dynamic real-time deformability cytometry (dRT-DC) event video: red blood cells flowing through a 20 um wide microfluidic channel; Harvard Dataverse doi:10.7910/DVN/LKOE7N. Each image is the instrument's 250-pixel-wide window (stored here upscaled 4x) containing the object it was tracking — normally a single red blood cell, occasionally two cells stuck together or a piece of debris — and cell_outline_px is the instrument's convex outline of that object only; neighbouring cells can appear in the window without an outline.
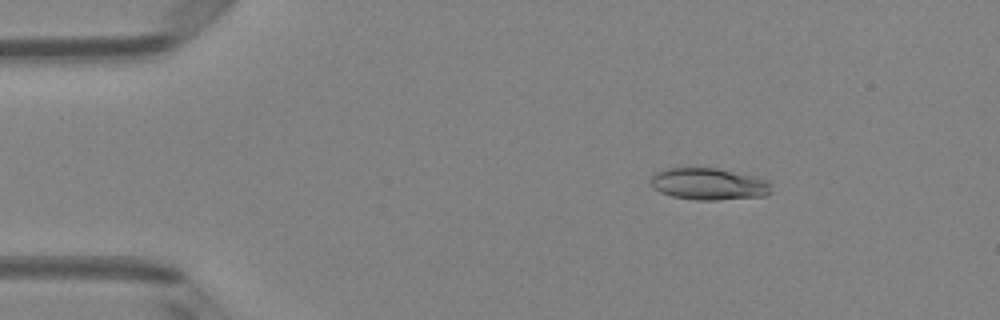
{"species": "Egyptian fruit bat (a non-hibernating species)", "species_latin": "Rousettus aegyptiacus", "temperature_condition": "room temperature", "stored_images_in_passage": 50, "camera_frame_rate_fps": 3000, "um_per_image_px": 0.085, "animal": {"sex": "female"}, "frame": {"image": 1, "passage_image": 8, "time_ms": 2.333, "image_size_px": [1000, 320], "cell_outline_px": [[768, 192], [764, 196], [716, 200], [696, 200], [672, 196], [660, 192], [652, 184], [652, 176], [656, 172], [664, 168], [716, 168], [760, 176], [768, 180]], "centroid_in_image_um": [60.25, 15.63], "position_along_channel_um": 24.7, "area_um2": 22.25}}
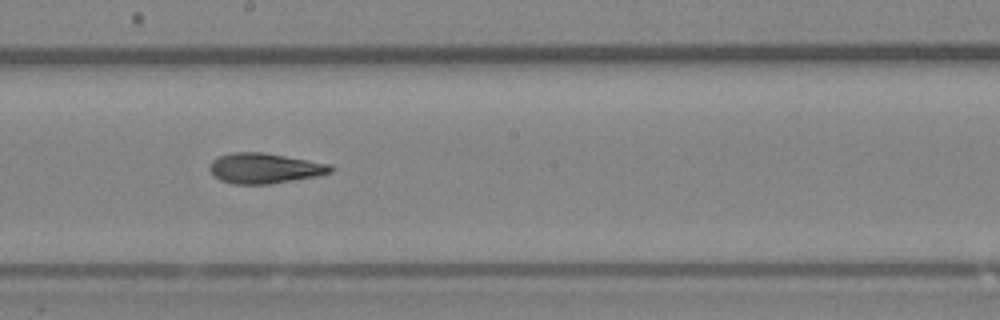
{"frame": {"image": 2, "passage_image": 28, "time_ms": 9.0, "image_size_px": [1000, 320], "cell_outline_px": [[332, 172], [316, 176], [268, 184], [232, 184], [220, 180], [208, 168], [212, 160], [216, 156], [232, 152], [264, 152], [332, 164]], "centroid_in_image_um": [22.47, 14.29], "position_along_channel_um": 225.7, "area_um2": 21.39}}
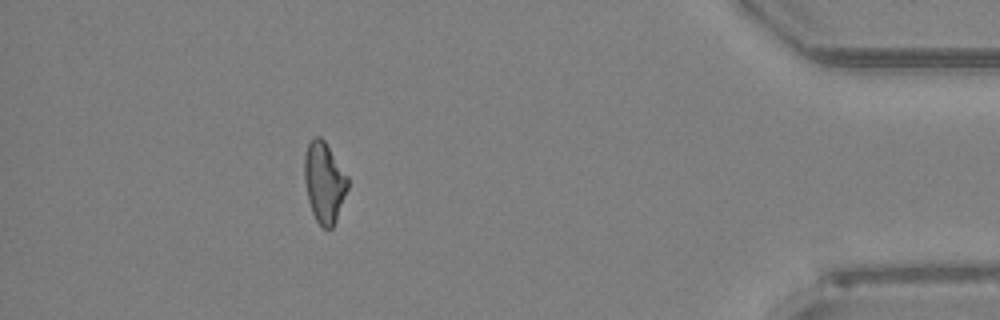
{"frame": {"image": 3, "passage_image": 45, "time_ms": 14.667, "image_size_px": [1000, 320], "cell_outline_px": [[348, 188], [336, 220], [332, 228], [324, 228], [316, 220], [312, 212], [308, 200], [304, 180], [304, 156], [308, 144], [316, 136], [320, 136], [324, 140], [348, 176]], "centroid_in_image_um": [27.55, 15.49], "position_along_channel_um": 407.6, "area_um2": 20.23}, "authors_computed_cell_mechanics": {"area_um2": 21.2704, "velocity_mm_per_s": 4.0986, "shape_relaxation_time_tau1_ms": 5.9457, "shape_relaxation_time_tau2_ms": 3.488, "deformation_change_tau1": 0.1753, "deformation_change_tau2": 0.1057}}